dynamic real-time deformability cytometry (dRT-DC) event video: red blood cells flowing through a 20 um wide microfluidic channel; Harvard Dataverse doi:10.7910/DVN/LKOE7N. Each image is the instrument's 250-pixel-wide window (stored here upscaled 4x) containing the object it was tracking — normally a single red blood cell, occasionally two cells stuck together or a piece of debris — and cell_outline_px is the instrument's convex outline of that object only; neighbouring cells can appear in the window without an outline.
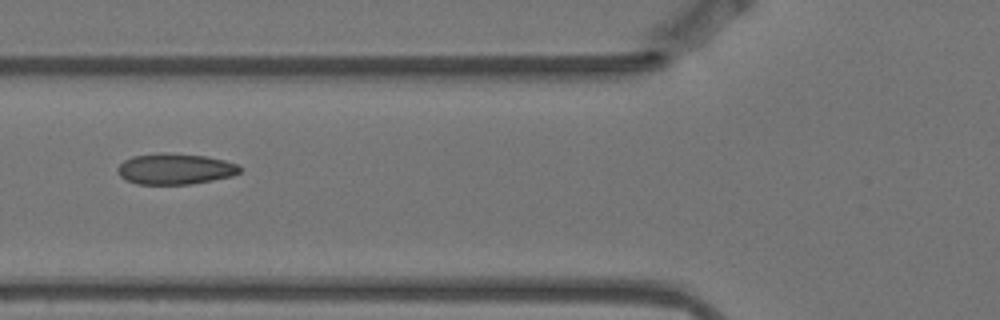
{"species": "Egyptian fruit bat (a non-hibernating species)", "species_latin": "Rousettus aegyptiacus", "temperature_condition": "warm", "stored_images_in_passage": 10, "camera_frame_rate_fps": 3000, "um_per_image_px": 0.085, "animal": {"sex": "female"}, "frame": {"image": 1, "passage_image": 7, "time_ms": 2.0, "image_size_px": [1000, 320], "cell_outline_px": [[244, 168], [240, 172], [232, 176], [192, 184], [136, 184], [124, 180], [120, 176], [116, 168], [124, 160], [132, 156], [156, 152], [164, 152], [204, 156], [224, 160], [236, 164]], "centroid_in_image_um": [14.85, 14.35], "position_along_channel_um": 110.9, "area_um2": 22.25}}
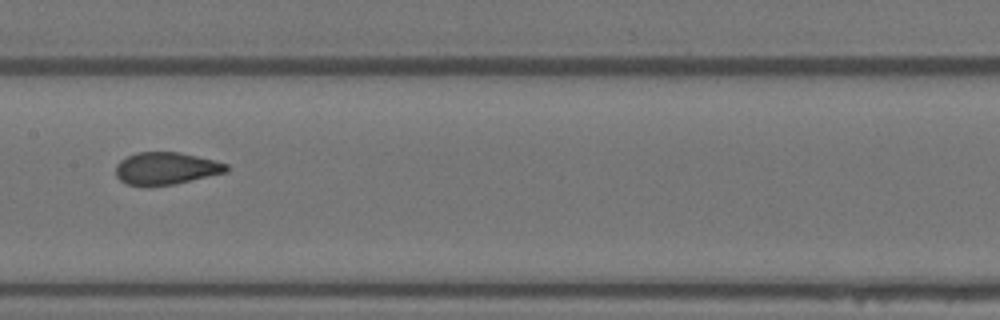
{"frame": {"image": 2, "passage_image": 9, "time_ms": 2.667, "image_size_px": [1000, 320], "cell_outline_px": [[228, 172], [172, 184], [148, 188], [128, 184], [120, 180], [116, 176], [116, 164], [120, 160], [136, 152], [180, 152], [216, 160], [228, 164]], "centroid_in_image_um": [14.1, 14.32], "position_along_channel_um": 193.3, "area_um2": 21.15}}
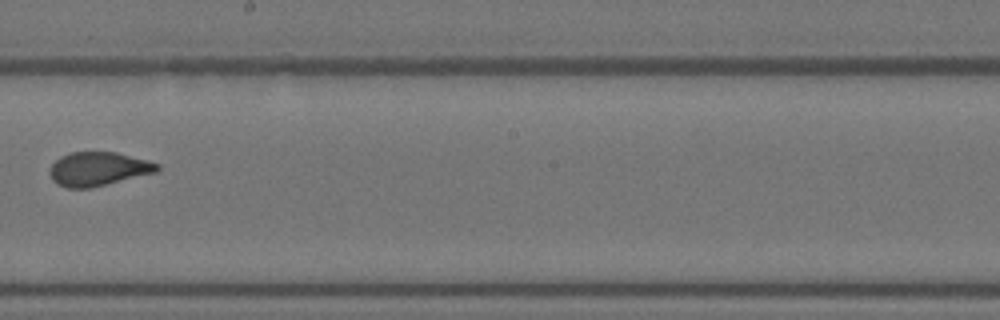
{"frame": {"image": 3, "passage_image": 10, "time_ms": 3.0, "image_size_px": [1000, 320], "cell_outline_px": [[160, 168], [156, 172], [92, 188], [68, 188], [56, 184], [52, 180], [48, 172], [52, 164], [60, 156], [72, 152], [116, 152], [148, 160], [160, 164]], "centroid_in_image_um": [8.34, 14.36], "position_along_channel_um": 239.9, "area_um2": 21.33}}